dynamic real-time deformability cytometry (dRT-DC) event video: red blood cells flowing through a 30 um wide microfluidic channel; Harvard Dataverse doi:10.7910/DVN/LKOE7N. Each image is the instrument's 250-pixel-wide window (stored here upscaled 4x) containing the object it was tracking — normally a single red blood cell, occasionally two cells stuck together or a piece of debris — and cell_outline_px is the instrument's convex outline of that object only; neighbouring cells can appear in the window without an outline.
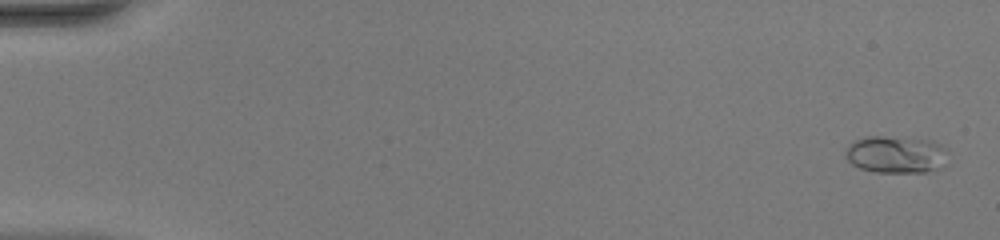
{"species": "common noctule bat (a hibernating species)", "species_latin": "Nyctalus noctula", "temperature_condition": "warm", "stored_images_in_passage": 51, "camera_frame_rate_fps": 3000, "um_per_image_px": 0.085, "animal": {"sex": "female", "body_mass_g": 20.0, "forearm_length_mm": 54.0}, "frame": {"image": 1, "passage_image": 2, "time_ms": 0.333, "image_size_px": [1000, 240], "cell_outline_px": [[948, 164], [940, 168], [924, 172], [876, 172], [860, 168], [852, 164], [844, 156], [844, 152], [848, 144], [852, 140], [864, 136], [884, 136], [932, 140], [948, 148]], "centroid_in_image_um": [76.18, 13.12], "position_along_channel_um": 8.8, "area_um2": 22.89}}
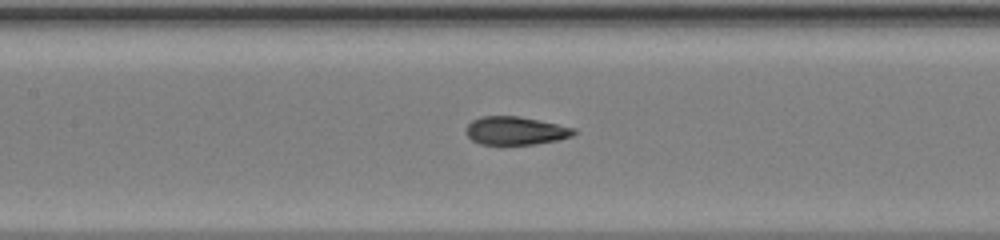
{"frame": {"image": 2, "passage_image": 25, "time_ms": 8.0, "image_size_px": [1000, 240], "cell_outline_px": [[576, 132], [572, 136], [556, 140], [536, 144], [480, 144], [472, 140], [464, 132], [468, 124], [472, 120], [480, 116], [520, 116], [576, 128]], "centroid_in_image_um": [43.8, 11.1], "position_along_channel_um": 163.6, "area_um2": 17.74}}
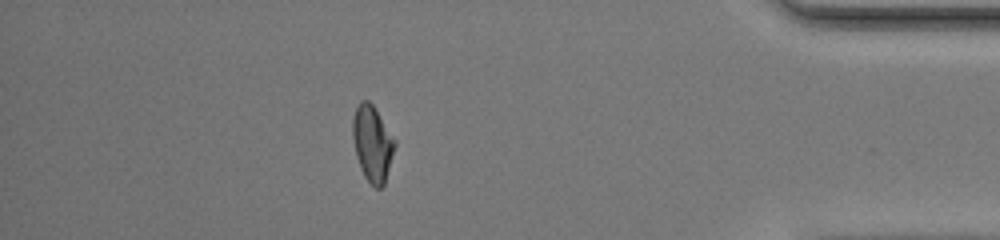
{"frame": {"image": 3, "passage_image": 45, "time_ms": 14.667, "image_size_px": [1000, 240], "cell_outline_px": [[396, 144], [384, 184], [380, 188], [376, 188], [364, 176], [360, 168], [356, 156], [352, 136], [352, 116], [356, 104], [360, 100], [368, 100], [372, 104], [396, 140]], "centroid_in_image_um": [31.63, 12.16], "position_along_channel_um": 403.6, "area_um2": 18.67}, "authors_computed_cell_mechanics": {"area_um2": 18.3804, "velocity_mm_per_s": 4.1681, "shape_relaxation_time_tau1_ms": null, "shape_relaxation_time_tau2_ms": 0.8693, "deformation_change_tau1": null, "deformation_change_tau2": 0.0501}}